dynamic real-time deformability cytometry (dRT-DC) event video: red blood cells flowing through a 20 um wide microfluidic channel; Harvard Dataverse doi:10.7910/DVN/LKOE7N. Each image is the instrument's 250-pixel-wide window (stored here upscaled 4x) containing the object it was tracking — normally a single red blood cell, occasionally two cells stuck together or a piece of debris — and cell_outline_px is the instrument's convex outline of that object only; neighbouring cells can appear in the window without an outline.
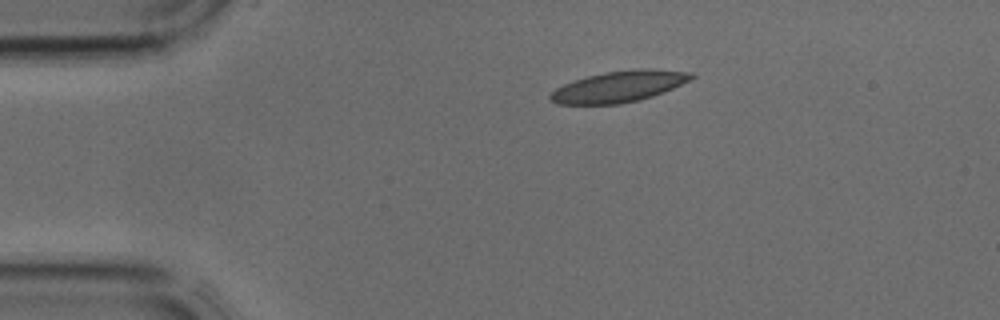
{"species": "common noctule bat (a hibernating species)", "species_latin": "Nyctalus noctula", "temperature_condition": "cold", "stored_images_in_passage": 3, "segment_of_instrument_passage": [1, 2], "camera_frame_rate_fps": 3000, "um_per_image_px": 0.085, "animal": {"sex": "male", "body_mass_g": 17.9, "forearm_length_mm": 54.2}, "frame": {"image": 1, "passage_image": 1, "time_ms": 0.0, "image_size_px": [1000, 320], "cell_outline_px": [[696, 76], [664, 92], [652, 96], [620, 104], [556, 104], [548, 96], [556, 88], [572, 80], [604, 72], [636, 68], [652, 68], [692, 72]], "centroid_in_image_um": [52.61, 7.34], "position_along_channel_um": 32.4, "area_um2": 25.55}}